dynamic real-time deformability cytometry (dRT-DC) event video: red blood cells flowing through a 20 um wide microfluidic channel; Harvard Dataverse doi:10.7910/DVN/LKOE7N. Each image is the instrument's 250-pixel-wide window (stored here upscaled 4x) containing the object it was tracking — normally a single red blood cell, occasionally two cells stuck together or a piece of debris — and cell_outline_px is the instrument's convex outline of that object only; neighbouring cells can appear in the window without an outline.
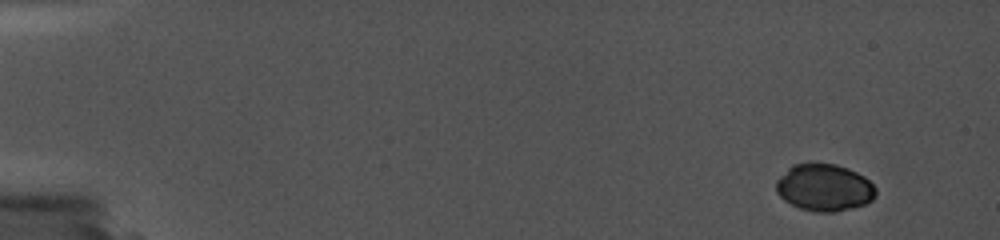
{"species": "common noctule bat (a hibernating species)", "species_latin": "Nyctalus noctula", "temperature_condition": "cold", "stored_images_in_passage": 3, "camera_frame_rate_fps": 5000, "um_per_image_px": 0.085, "animal": {"sex": "female", "body_mass_g": 19.0, "forearm_length_mm": 56.7}, "frame": {"image": 1, "passage_image": 1, "time_ms": 0.0, "image_size_px": [1000, 240], "cell_outline_px": [[876, 196], [872, 200], [864, 204], [852, 208], [836, 212], [816, 212], [800, 208], [784, 200], [776, 192], [776, 180], [792, 164], [808, 160], [812, 160], [836, 164], [848, 168], [864, 176], [876, 188]], "centroid_in_image_um": [70.04, 15.9], "position_along_channel_um": 15.0, "area_um2": 27.98}}